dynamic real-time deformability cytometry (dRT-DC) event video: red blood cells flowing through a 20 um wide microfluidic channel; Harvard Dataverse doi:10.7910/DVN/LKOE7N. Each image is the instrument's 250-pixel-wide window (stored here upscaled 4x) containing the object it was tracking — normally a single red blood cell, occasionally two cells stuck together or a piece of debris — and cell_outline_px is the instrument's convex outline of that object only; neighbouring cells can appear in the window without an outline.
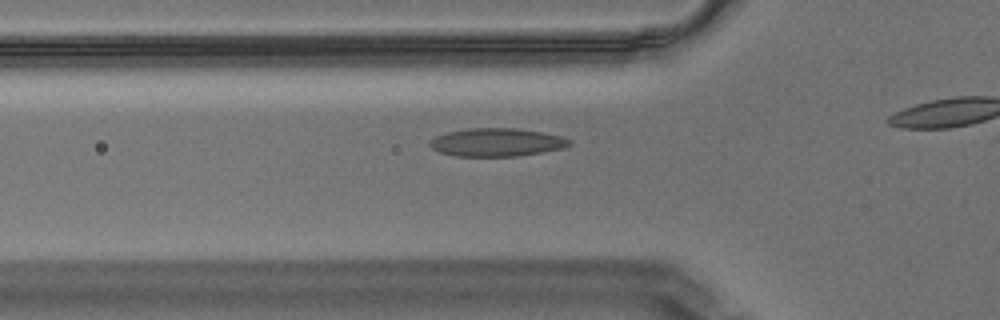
{"species": "Egyptian fruit bat (a non-hibernating species)", "species_latin": "Rousettus aegyptiacus", "temperature_condition": "warm", "stored_images_in_passage": 32, "camera_frame_rate_fps": 3000, "um_per_image_px": 0.085, "animal": {"sex": "male"}, "frame": {"image": 1, "passage_image": 5, "time_ms": 1.333, "image_size_px": [1000, 320], "cell_outline_px": [[572, 144], [560, 148], [520, 156], [456, 156], [440, 152], [432, 148], [428, 144], [428, 140], [436, 136], [448, 132], [468, 128], [516, 128], [540, 132], [560, 136], [572, 140]], "centroid_in_image_um": [42.18, 12.09], "position_along_channel_um": 83.6, "area_um2": 22.77}}
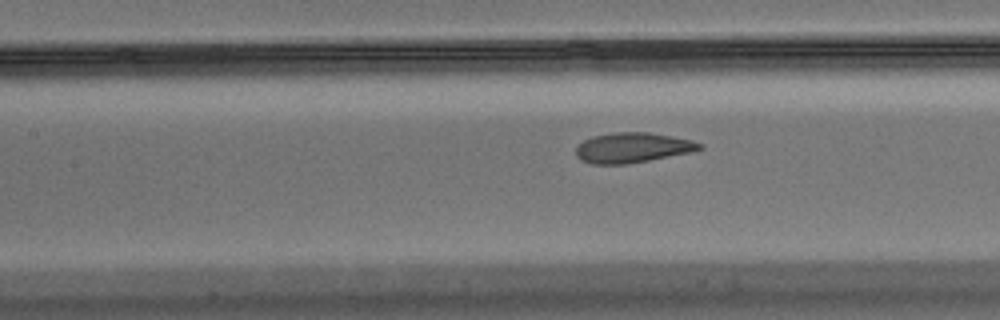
{"frame": {"image": 2, "passage_image": 11, "time_ms": 3.333, "image_size_px": [1000, 320], "cell_outline_px": [[704, 148], [696, 152], [628, 164], [592, 164], [580, 160], [576, 156], [576, 148], [584, 140], [592, 136], [616, 132], [648, 132], [672, 136], [692, 140], [704, 144]], "centroid_in_image_um": [53.83, 12.56], "position_along_channel_um": 153.6, "area_um2": 22.02}}
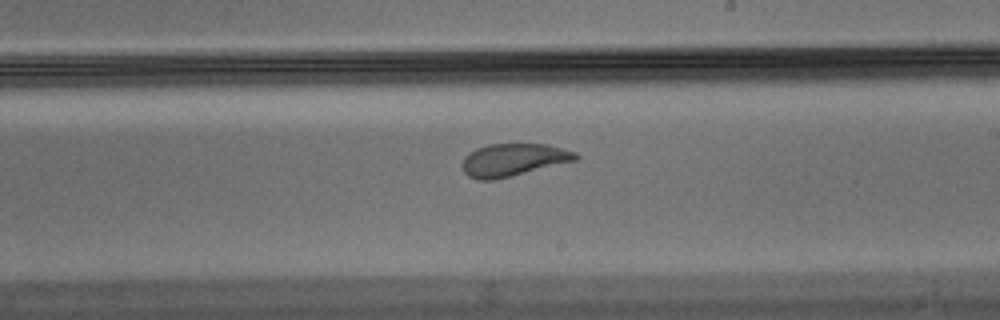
{"frame": {"image": 3, "passage_image": 19, "time_ms": 6.0, "image_size_px": [1000, 320], "cell_outline_px": [[580, 156], [576, 160], [496, 180], [476, 180], [468, 176], [464, 172], [460, 164], [464, 156], [476, 148], [488, 144], [548, 144], [576, 152]], "centroid_in_image_um": [43.59, 13.59], "position_along_channel_um": 245.4, "area_um2": 21.73}}